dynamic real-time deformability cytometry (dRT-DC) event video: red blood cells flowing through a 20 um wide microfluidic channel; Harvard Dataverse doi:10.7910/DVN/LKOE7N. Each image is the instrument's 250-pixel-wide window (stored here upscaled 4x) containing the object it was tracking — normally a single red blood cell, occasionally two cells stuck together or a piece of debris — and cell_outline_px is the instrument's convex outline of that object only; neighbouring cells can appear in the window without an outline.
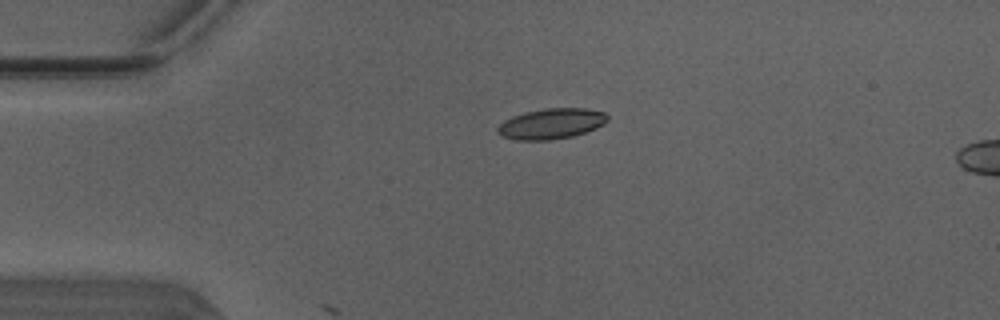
{"species": "Egyptian fruit bat (a non-hibernating species)", "species_latin": "Rousettus aegyptiacus", "temperature_condition": "warm", "stored_images_in_passage": 3, "camera_frame_rate_fps": 3000, "um_per_image_px": 0.085, "animal": {"sex": "male"}, "frame": {"image": 1, "passage_image": 1, "time_ms": 0.0, "image_size_px": [1000, 320], "cell_outline_px": [[608, 120], [604, 124], [596, 128], [572, 136], [548, 140], [516, 140], [500, 136], [496, 132], [496, 128], [504, 120], [512, 116], [524, 112], [548, 108], [584, 108], [604, 112], [608, 116]], "centroid_in_image_um": [46.83, 10.51], "position_along_channel_um": 38.2, "area_um2": 19.59}}